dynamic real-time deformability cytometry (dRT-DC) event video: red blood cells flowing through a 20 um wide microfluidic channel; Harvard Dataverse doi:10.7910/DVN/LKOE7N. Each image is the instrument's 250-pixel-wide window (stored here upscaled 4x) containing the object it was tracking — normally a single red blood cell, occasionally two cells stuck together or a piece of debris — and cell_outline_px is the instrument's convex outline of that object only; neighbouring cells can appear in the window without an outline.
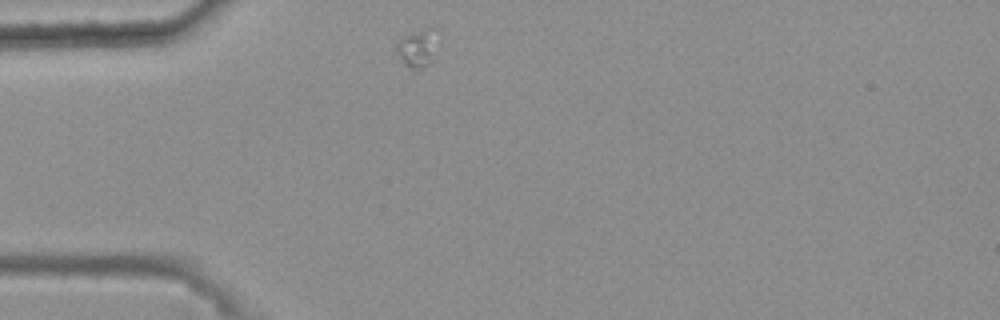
{"species": "common noctule bat (a hibernating species)", "species_latin": "Nyctalus noctula", "temperature_condition": "warm", "stored_images_in_passage": 40, "camera_frame_rate_fps": 3000, "um_per_image_px": 0.085, "animal": {"sex": "female", "body_mass_g": 25.1}, "frame": {"image": 1, "passage_image": 1, "time_ms": 0.0, "image_size_px": [1000, 320], "cell_outline_px": [[440, 44], [436, 60], [416, 72], [412, 72], [404, 64], [392, 48], [404, 36], [424, 28], [432, 28], [440, 32]], "centroid_in_image_um": [35.59, 4.13], "position_along_channel_um": 49.4, "area_um2": 10.29}}